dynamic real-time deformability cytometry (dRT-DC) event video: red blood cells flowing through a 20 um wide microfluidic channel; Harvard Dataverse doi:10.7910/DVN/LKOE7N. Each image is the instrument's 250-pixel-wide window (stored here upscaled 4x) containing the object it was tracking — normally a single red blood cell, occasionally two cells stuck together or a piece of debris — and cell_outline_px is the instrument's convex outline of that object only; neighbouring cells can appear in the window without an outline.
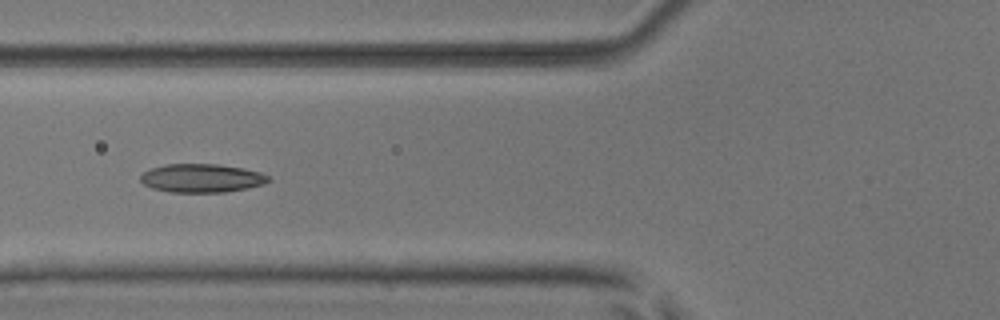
{"species": "common noctule bat (a hibernating species)", "species_latin": "Nyctalus noctula", "temperature_condition": "room temperature", "stored_images_in_passage": 6, "camera_frame_rate_fps": 3000, "um_per_image_px": 0.085, "animal": {"sex": "male", "body_mass_g": 17.9, "forearm_length_mm": 54.2}, "frame": {"image": 1, "passage_image": 6, "time_ms": 1.667, "image_size_px": [1000, 320], "cell_outline_px": [[272, 180], [264, 184], [224, 192], [168, 192], [152, 188], [144, 184], [140, 180], [140, 176], [144, 172], [152, 168], [164, 164], [216, 164], [244, 168], [260, 172], [268, 176]], "centroid_in_image_um": [17.13, 15.14], "position_along_channel_um": 108.7, "area_um2": 21.21}}